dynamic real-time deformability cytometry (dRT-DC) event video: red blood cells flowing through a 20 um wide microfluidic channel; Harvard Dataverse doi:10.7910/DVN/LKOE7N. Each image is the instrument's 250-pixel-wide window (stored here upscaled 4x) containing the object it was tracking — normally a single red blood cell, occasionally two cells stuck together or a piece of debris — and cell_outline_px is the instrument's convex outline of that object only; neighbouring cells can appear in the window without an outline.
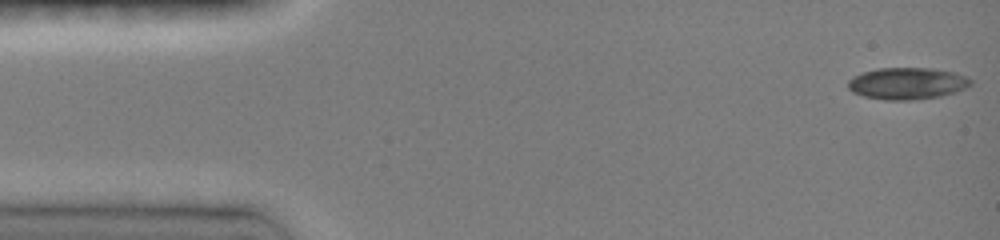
{"species": "common noctule bat (a hibernating species)", "species_latin": "Nyctalus noctula", "temperature_condition": "room temperature", "stored_images_in_passage": 7, "camera_frame_rate_fps": 3000, "um_per_image_px": 0.085, "animal": {"sex": "female", "body_mass_g": 19.0, "forearm_length_mm": 51.5}, "frame": {"image": 1, "passage_image": 1, "time_ms": 0.0, "image_size_px": [1000, 240], "cell_outline_px": [[972, 84], [956, 92], [940, 96], [912, 100], [884, 100], [864, 96], [852, 92], [848, 88], [848, 80], [852, 76], [876, 68], [932, 68], [952, 72], [964, 76], [972, 80]], "centroid_in_image_um": [77.08, 7.09], "position_along_channel_um": 7.9, "area_um2": 22.72}}
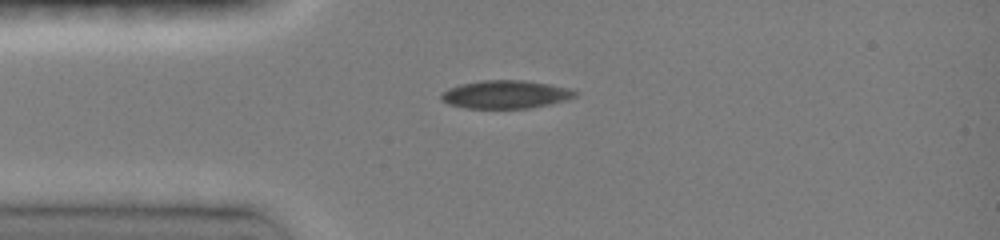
{"frame": {"image": 2, "passage_image": 6, "time_ms": 3.333, "image_size_px": [1000, 240], "cell_outline_px": [[576, 96], [568, 100], [528, 108], [464, 108], [448, 104], [440, 100], [440, 92], [448, 88], [460, 84], [480, 80], [524, 80], [548, 84], [568, 88], [576, 92]], "centroid_in_image_um": [42.91, 8.02], "position_along_channel_um": 42.1, "area_um2": 22.02}}